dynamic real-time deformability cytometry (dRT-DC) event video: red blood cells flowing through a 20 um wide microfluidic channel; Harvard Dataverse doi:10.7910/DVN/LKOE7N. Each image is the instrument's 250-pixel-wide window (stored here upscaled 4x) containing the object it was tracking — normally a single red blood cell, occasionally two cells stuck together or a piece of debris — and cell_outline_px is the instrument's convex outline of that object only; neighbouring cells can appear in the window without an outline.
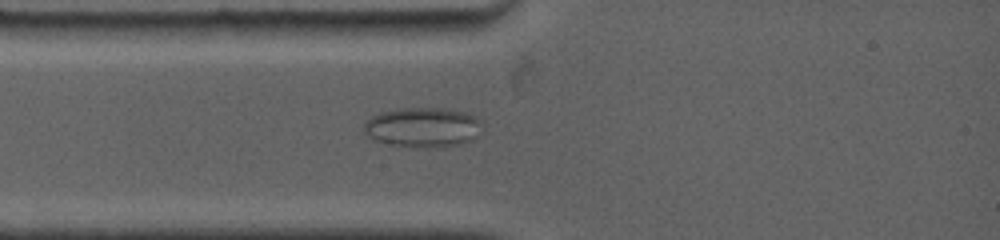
{"species": "common noctule bat (a hibernating species)", "species_latin": "Nyctalus noctula", "temperature_condition": "warm", "stored_images_in_passage": 38, "camera_frame_rate_fps": 4500, "um_per_image_px": 0.085, "animal": {"sex": "female", "body_mass_g": 19.0, "forearm_length_mm": 53.3}, "frame": {"image": 1, "passage_image": 4, "time_ms": 1.111, "image_size_px": [1000, 240], "cell_outline_px": [[480, 120], [476, 136], [460, 144], [436, 148], [424, 148], [392, 144], [376, 140], [368, 136], [364, 132], [364, 124], [372, 116], [380, 112], [396, 108], [444, 108], [468, 112], [476, 116]], "centroid_in_image_um": [35.92, 10.8], "position_along_channel_um": 49.1, "area_um2": 27.28}}
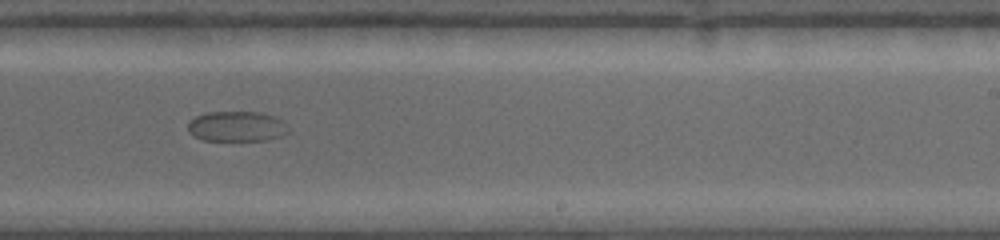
{"frame": {"image": 2, "passage_image": 19, "time_ms": 7.556, "image_size_px": [1000, 240], "cell_outline_px": [[288, 132], [280, 136], [268, 140], [200, 140], [192, 136], [188, 132], [188, 120], [196, 116], [208, 112], [260, 112], [276, 116], [284, 120]], "centroid_in_image_um": [20.1, 10.74], "position_along_channel_um": 268.9, "area_um2": 17.92}}
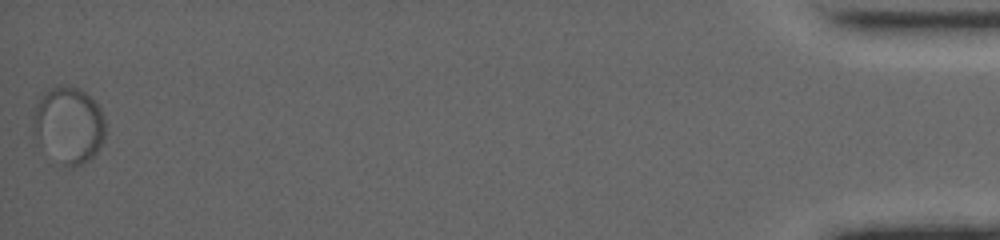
{"frame": {"image": 3, "passage_image": 38, "time_ms": 17.111, "image_size_px": [1000, 240], "cell_outline_px": [[104, 140], [100, 148], [92, 160], [76, 168], [68, 168], [32, 132], [32, 116], [40, 92], [60, 84], [64, 84], [76, 88], [84, 92], [100, 108], [104, 116]], "centroid_in_image_um": [5.85, 10.59], "position_along_channel_um": 429.3, "area_um2": 32.14}}